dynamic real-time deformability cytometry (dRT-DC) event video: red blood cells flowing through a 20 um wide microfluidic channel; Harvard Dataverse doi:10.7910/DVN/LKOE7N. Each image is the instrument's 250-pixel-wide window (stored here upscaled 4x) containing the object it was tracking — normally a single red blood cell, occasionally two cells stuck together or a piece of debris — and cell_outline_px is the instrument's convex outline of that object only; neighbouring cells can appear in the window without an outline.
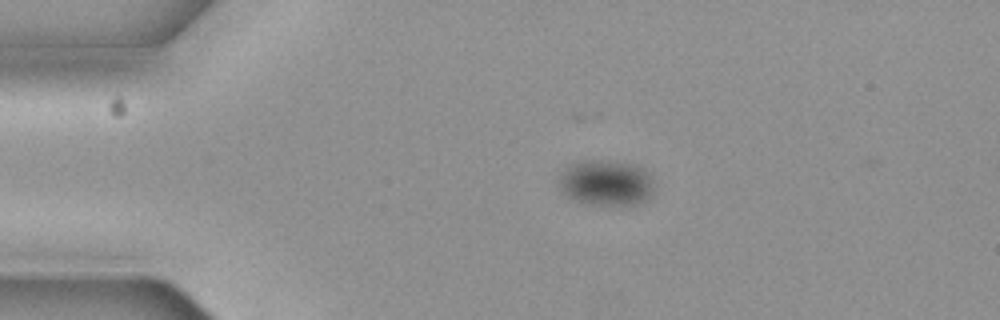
{"species": "common noctule bat (a hibernating species)", "species_latin": "Nyctalus noctula", "temperature_condition": "cold", "stored_images_in_passage": 5, "camera_frame_rate_fps": 3000, "um_per_image_px": 0.085, "animal": {"sex": "female", "body_mass_g": 19.3, "forearm_length_mm": 54.1}, "frame": {"image": 1, "passage_image": 3, "time_ms": 0.667, "image_size_px": [1000, 320], "cell_outline_px": [[652, 192], [644, 200], [620, 208], [584, 204], [572, 200], [560, 188], [556, 180], [560, 172], [568, 164], [580, 160], [600, 160], [632, 164], [644, 168], [652, 180]], "centroid_in_image_um": [51.43, 15.56], "position_along_channel_um": 33.6, "area_um2": 26.07}}